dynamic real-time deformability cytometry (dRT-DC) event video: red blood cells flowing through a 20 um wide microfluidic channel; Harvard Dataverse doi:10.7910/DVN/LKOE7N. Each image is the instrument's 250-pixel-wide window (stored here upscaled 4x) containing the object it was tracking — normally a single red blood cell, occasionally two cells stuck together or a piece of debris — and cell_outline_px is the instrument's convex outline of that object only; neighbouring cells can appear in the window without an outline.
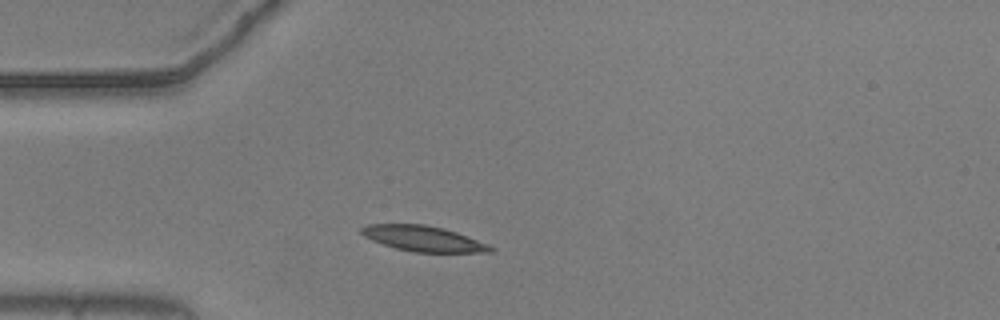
{"species": "common noctule bat (a hibernating species)", "species_latin": "Nyctalus noctula", "temperature_condition": "warm", "stored_images_in_passage": 41, "camera_frame_rate_fps": 3000, "um_per_image_px": 0.085, "animal": {"sex": "male", "body_mass_g": 20.5, "forearm_length_mm": 52.5}, "frame": {"image": 1, "passage_image": 1, "time_ms": 0.0, "image_size_px": [1000, 320], "cell_outline_px": [[496, 248], [492, 252], [416, 252], [396, 248], [372, 240], [364, 236], [360, 232], [360, 228], [368, 224], [424, 224], [444, 228], [456, 232], [488, 244]], "centroid_in_image_um": [35.99, 20.27], "position_along_channel_um": 49.0, "area_um2": 19.02}}
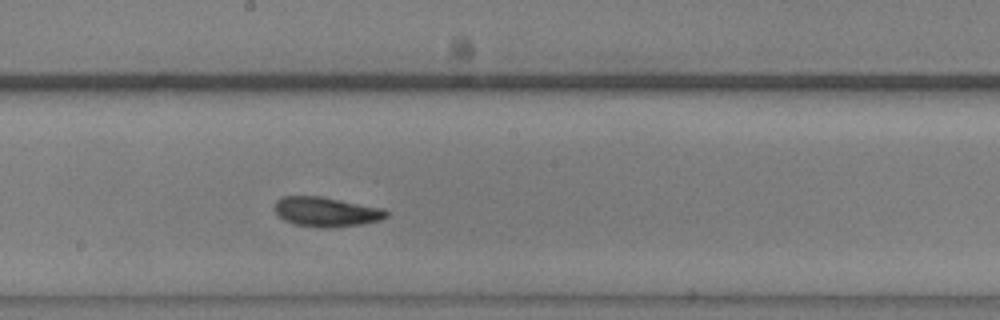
{"frame": {"image": 2, "passage_image": 16, "time_ms": 5.0, "image_size_px": [1000, 320], "cell_outline_px": [[388, 216], [380, 220], [360, 224], [328, 228], [324, 228], [296, 224], [284, 220], [272, 208], [276, 200], [280, 196], [320, 196], [384, 208], [388, 212]], "centroid_in_image_um": [27.71, 17.99], "position_along_channel_um": 220.5, "area_um2": 19.31}}
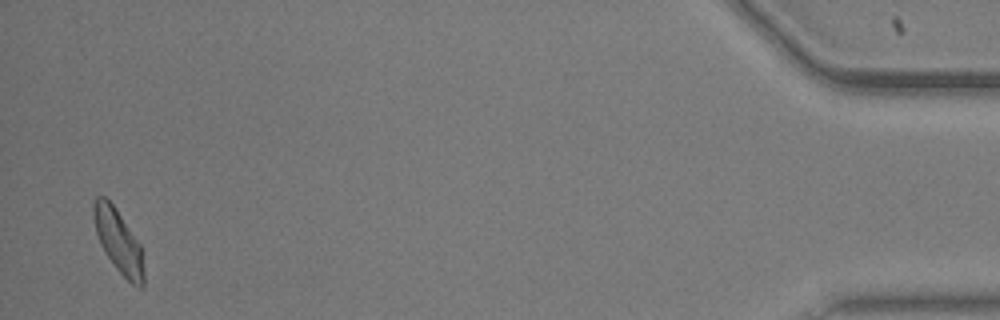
{"frame": {"image": 3, "passage_image": 40, "time_ms": 13.0, "image_size_px": [1000, 320], "cell_outline_px": [[144, 288], [140, 288], [132, 284], [116, 268], [104, 252], [100, 244], [96, 232], [92, 216], [92, 204], [96, 196], [104, 196], [116, 208], [140, 244], [144, 272]], "centroid_in_image_um": [10.05, 20.49], "position_along_channel_um": 425.2, "area_um2": 18.55}, "authors_computed_cell_mechanics": {"area_um2": 18.7272, "velocity_mm_per_s": 3.6443, "shape_relaxation_time_tau1_ms": 4.8465, "shape_relaxation_time_tau2_ms": 2.3088, "deformation_change_tau1": 0.1537, "deformation_change_tau2": 0.0938}}